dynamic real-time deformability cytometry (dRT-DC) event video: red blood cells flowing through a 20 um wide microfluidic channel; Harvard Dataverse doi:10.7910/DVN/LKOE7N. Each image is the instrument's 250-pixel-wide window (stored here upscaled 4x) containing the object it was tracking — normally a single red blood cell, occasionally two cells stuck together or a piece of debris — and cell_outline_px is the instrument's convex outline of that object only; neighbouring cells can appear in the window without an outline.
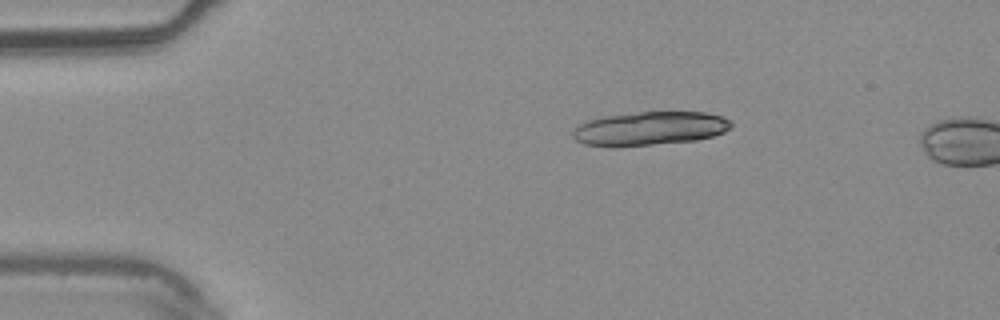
{"species": "common noctule bat (a hibernating species)", "species_latin": "Nyctalus noctula", "temperature_condition": "warm", "stored_images_in_passage": 2, "camera_frame_rate_fps": 3000, "um_per_image_px": 0.085, "animal": {"sex": "male", "body_mass_g": 20.4}, "frame": {"image": 1, "passage_image": 1, "time_ms": 0.0, "image_size_px": [1000, 320], "cell_outline_px": [[732, 128], [724, 132], [712, 136], [696, 140], [652, 144], [584, 144], [576, 140], [572, 136], [572, 132], [580, 124], [588, 120], [604, 116], [640, 112], [704, 112], [724, 116], [732, 120]], "centroid_in_image_um": [55.34, 10.88], "position_along_channel_um": 29.7, "area_um2": 30.35}}